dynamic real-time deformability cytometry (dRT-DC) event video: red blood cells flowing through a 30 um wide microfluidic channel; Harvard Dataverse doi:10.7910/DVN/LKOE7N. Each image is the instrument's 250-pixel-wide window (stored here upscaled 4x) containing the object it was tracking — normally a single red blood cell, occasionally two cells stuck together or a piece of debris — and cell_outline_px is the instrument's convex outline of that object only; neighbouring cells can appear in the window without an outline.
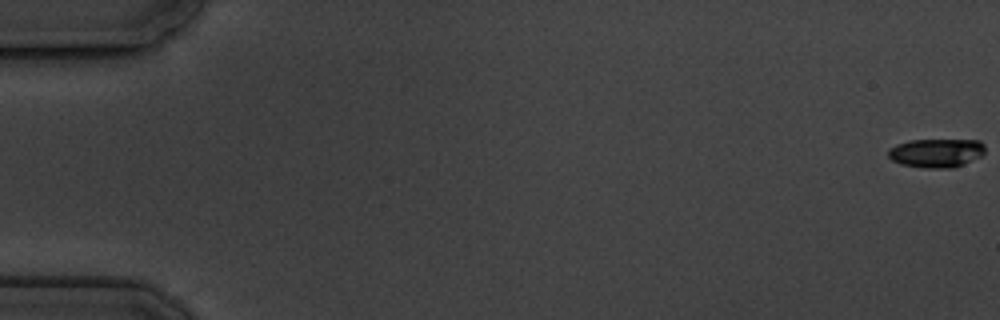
{"species": "common noctule bat (a hibernating species)", "species_latin": "Nyctalus noctula", "temperature_condition": "cold", "stored_images_in_passage": 6, "camera_frame_rate_fps": 3000, "um_per_image_px": 0.085, "animal": {"sex": "male", "body_mass_g": 19.5, "forearm_length_mm": 54.6}, "frame": {"image": 1, "passage_image": 1, "time_ms": 0.0, "image_size_px": [1000, 320], "cell_outline_px": [[984, 152], [980, 156], [964, 164], [952, 168], [924, 168], [900, 164], [892, 160], [888, 156], [888, 148], [896, 144], [908, 140], [980, 140], [984, 144]], "centroid_in_image_um": [79.55, 13.0], "position_along_channel_um": 5.4, "area_um2": 16.36}}